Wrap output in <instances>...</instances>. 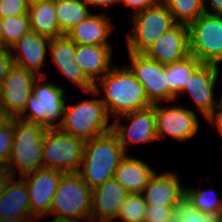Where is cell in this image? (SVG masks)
Here are the masks:
<instances>
[{"instance_id": "cell-20", "label": "cell", "mask_w": 222, "mask_h": 222, "mask_svg": "<svg viewBox=\"0 0 222 222\" xmlns=\"http://www.w3.org/2000/svg\"><path fill=\"white\" fill-rule=\"evenodd\" d=\"M145 202L155 206H178L185 196V187L181 186L176 173H155L150 177L142 192Z\"/></svg>"}, {"instance_id": "cell-7", "label": "cell", "mask_w": 222, "mask_h": 222, "mask_svg": "<svg viewBox=\"0 0 222 222\" xmlns=\"http://www.w3.org/2000/svg\"><path fill=\"white\" fill-rule=\"evenodd\" d=\"M46 78L39 76L34 82L33 94L28 98L26 107L19 118L42 124L47 129L58 128L64 115L65 91L54 83H47ZM29 110L30 113H28Z\"/></svg>"}, {"instance_id": "cell-37", "label": "cell", "mask_w": 222, "mask_h": 222, "mask_svg": "<svg viewBox=\"0 0 222 222\" xmlns=\"http://www.w3.org/2000/svg\"><path fill=\"white\" fill-rule=\"evenodd\" d=\"M160 0H120L126 7H131V15L155 5Z\"/></svg>"}, {"instance_id": "cell-2", "label": "cell", "mask_w": 222, "mask_h": 222, "mask_svg": "<svg viewBox=\"0 0 222 222\" xmlns=\"http://www.w3.org/2000/svg\"><path fill=\"white\" fill-rule=\"evenodd\" d=\"M126 155L116 135L110 131L85 142L78 173L91 188L114 177V172Z\"/></svg>"}, {"instance_id": "cell-18", "label": "cell", "mask_w": 222, "mask_h": 222, "mask_svg": "<svg viewBox=\"0 0 222 222\" xmlns=\"http://www.w3.org/2000/svg\"><path fill=\"white\" fill-rule=\"evenodd\" d=\"M50 42L49 37L30 30L10 48L14 65L46 77V72H41V68Z\"/></svg>"}, {"instance_id": "cell-4", "label": "cell", "mask_w": 222, "mask_h": 222, "mask_svg": "<svg viewBox=\"0 0 222 222\" xmlns=\"http://www.w3.org/2000/svg\"><path fill=\"white\" fill-rule=\"evenodd\" d=\"M109 120L101 98L85 99L78 104H65L63 120L58 129L86 142L112 131V123L108 124Z\"/></svg>"}, {"instance_id": "cell-47", "label": "cell", "mask_w": 222, "mask_h": 222, "mask_svg": "<svg viewBox=\"0 0 222 222\" xmlns=\"http://www.w3.org/2000/svg\"><path fill=\"white\" fill-rule=\"evenodd\" d=\"M41 1H45V0H28V3H29L30 5H32V4L41 2Z\"/></svg>"}, {"instance_id": "cell-21", "label": "cell", "mask_w": 222, "mask_h": 222, "mask_svg": "<svg viewBox=\"0 0 222 222\" xmlns=\"http://www.w3.org/2000/svg\"><path fill=\"white\" fill-rule=\"evenodd\" d=\"M112 45H77L75 62L86 77L95 84L112 67Z\"/></svg>"}, {"instance_id": "cell-8", "label": "cell", "mask_w": 222, "mask_h": 222, "mask_svg": "<svg viewBox=\"0 0 222 222\" xmlns=\"http://www.w3.org/2000/svg\"><path fill=\"white\" fill-rule=\"evenodd\" d=\"M189 53L206 65L222 62V15L204 12L188 25Z\"/></svg>"}, {"instance_id": "cell-3", "label": "cell", "mask_w": 222, "mask_h": 222, "mask_svg": "<svg viewBox=\"0 0 222 222\" xmlns=\"http://www.w3.org/2000/svg\"><path fill=\"white\" fill-rule=\"evenodd\" d=\"M47 128L38 123L13 118L14 140L5 170L20 177L43 168V138Z\"/></svg>"}, {"instance_id": "cell-26", "label": "cell", "mask_w": 222, "mask_h": 222, "mask_svg": "<svg viewBox=\"0 0 222 222\" xmlns=\"http://www.w3.org/2000/svg\"><path fill=\"white\" fill-rule=\"evenodd\" d=\"M195 56L166 65L167 67V101H174L188 84L190 78L203 66Z\"/></svg>"}, {"instance_id": "cell-5", "label": "cell", "mask_w": 222, "mask_h": 222, "mask_svg": "<svg viewBox=\"0 0 222 222\" xmlns=\"http://www.w3.org/2000/svg\"><path fill=\"white\" fill-rule=\"evenodd\" d=\"M92 189L78 172L63 173L53 197L49 215L52 218L90 222ZM55 215V216H54Z\"/></svg>"}, {"instance_id": "cell-24", "label": "cell", "mask_w": 222, "mask_h": 222, "mask_svg": "<svg viewBox=\"0 0 222 222\" xmlns=\"http://www.w3.org/2000/svg\"><path fill=\"white\" fill-rule=\"evenodd\" d=\"M12 177L0 197V218L12 219L16 217H34L31 212L28 188L25 180H15Z\"/></svg>"}, {"instance_id": "cell-27", "label": "cell", "mask_w": 222, "mask_h": 222, "mask_svg": "<svg viewBox=\"0 0 222 222\" xmlns=\"http://www.w3.org/2000/svg\"><path fill=\"white\" fill-rule=\"evenodd\" d=\"M85 0H55L56 18L62 35L91 15Z\"/></svg>"}, {"instance_id": "cell-33", "label": "cell", "mask_w": 222, "mask_h": 222, "mask_svg": "<svg viewBox=\"0 0 222 222\" xmlns=\"http://www.w3.org/2000/svg\"><path fill=\"white\" fill-rule=\"evenodd\" d=\"M14 140L13 118L0 127V168L4 169L11 154Z\"/></svg>"}, {"instance_id": "cell-29", "label": "cell", "mask_w": 222, "mask_h": 222, "mask_svg": "<svg viewBox=\"0 0 222 222\" xmlns=\"http://www.w3.org/2000/svg\"><path fill=\"white\" fill-rule=\"evenodd\" d=\"M177 24L190 25L204 11V0H163Z\"/></svg>"}, {"instance_id": "cell-42", "label": "cell", "mask_w": 222, "mask_h": 222, "mask_svg": "<svg viewBox=\"0 0 222 222\" xmlns=\"http://www.w3.org/2000/svg\"><path fill=\"white\" fill-rule=\"evenodd\" d=\"M12 117L7 113V110L0 104V127L7 124Z\"/></svg>"}, {"instance_id": "cell-22", "label": "cell", "mask_w": 222, "mask_h": 222, "mask_svg": "<svg viewBox=\"0 0 222 222\" xmlns=\"http://www.w3.org/2000/svg\"><path fill=\"white\" fill-rule=\"evenodd\" d=\"M114 31L110 17L92 14L74 26L66 35L77 45H111L109 35Z\"/></svg>"}, {"instance_id": "cell-28", "label": "cell", "mask_w": 222, "mask_h": 222, "mask_svg": "<svg viewBox=\"0 0 222 222\" xmlns=\"http://www.w3.org/2000/svg\"><path fill=\"white\" fill-rule=\"evenodd\" d=\"M185 195L196 209L222 218V197L213 188L203 190L185 187Z\"/></svg>"}, {"instance_id": "cell-41", "label": "cell", "mask_w": 222, "mask_h": 222, "mask_svg": "<svg viewBox=\"0 0 222 222\" xmlns=\"http://www.w3.org/2000/svg\"><path fill=\"white\" fill-rule=\"evenodd\" d=\"M207 120L210 124L216 126L217 131L222 136V115H211Z\"/></svg>"}, {"instance_id": "cell-1", "label": "cell", "mask_w": 222, "mask_h": 222, "mask_svg": "<svg viewBox=\"0 0 222 222\" xmlns=\"http://www.w3.org/2000/svg\"><path fill=\"white\" fill-rule=\"evenodd\" d=\"M114 66L95 84L89 93L99 95L100 87L104 90L101 98L105 104L109 117L117 118L152 105L143 88L128 66ZM100 84V87H99ZM112 115V116H111Z\"/></svg>"}, {"instance_id": "cell-38", "label": "cell", "mask_w": 222, "mask_h": 222, "mask_svg": "<svg viewBox=\"0 0 222 222\" xmlns=\"http://www.w3.org/2000/svg\"><path fill=\"white\" fill-rule=\"evenodd\" d=\"M208 6L211 8L210 11ZM204 11L213 15H222V0H204Z\"/></svg>"}, {"instance_id": "cell-19", "label": "cell", "mask_w": 222, "mask_h": 222, "mask_svg": "<svg viewBox=\"0 0 222 222\" xmlns=\"http://www.w3.org/2000/svg\"><path fill=\"white\" fill-rule=\"evenodd\" d=\"M48 49L51 51L52 61L63 75L84 91L94 90V84L75 62L76 44L67 35L52 38Z\"/></svg>"}, {"instance_id": "cell-9", "label": "cell", "mask_w": 222, "mask_h": 222, "mask_svg": "<svg viewBox=\"0 0 222 222\" xmlns=\"http://www.w3.org/2000/svg\"><path fill=\"white\" fill-rule=\"evenodd\" d=\"M85 141L58 128L47 129L43 138V168L78 172Z\"/></svg>"}, {"instance_id": "cell-25", "label": "cell", "mask_w": 222, "mask_h": 222, "mask_svg": "<svg viewBox=\"0 0 222 222\" xmlns=\"http://www.w3.org/2000/svg\"><path fill=\"white\" fill-rule=\"evenodd\" d=\"M55 0H45L29 5L30 29L50 39L61 37L56 18Z\"/></svg>"}, {"instance_id": "cell-17", "label": "cell", "mask_w": 222, "mask_h": 222, "mask_svg": "<svg viewBox=\"0 0 222 222\" xmlns=\"http://www.w3.org/2000/svg\"><path fill=\"white\" fill-rule=\"evenodd\" d=\"M163 65L185 59L189 53L188 26L175 24L144 53Z\"/></svg>"}, {"instance_id": "cell-45", "label": "cell", "mask_w": 222, "mask_h": 222, "mask_svg": "<svg viewBox=\"0 0 222 222\" xmlns=\"http://www.w3.org/2000/svg\"><path fill=\"white\" fill-rule=\"evenodd\" d=\"M1 18H0V44L3 45V28L1 26Z\"/></svg>"}, {"instance_id": "cell-39", "label": "cell", "mask_w": 222, "mask_h": 222, "mask_svg": "<svg viewBox=\"0 0 222 222\" xmlns=\"http://www.w3.org/2000/svg\"><path fill=\"white\" fill-rule=\"evenodd\" d=\"M12 177L9 172L0 168V197L4 194L6 186Z\"/></svg>"}, {"instance_id": "cell-30", "label": "cell", "mask_w": 222, "mask_h": 222, "mask_svg": "<svg viewBox=\"0 0 222 222\" xmlns=\"http://www.w3.org/2000/svg\"><path fill=\"white\" fill-rule=\"evenodd\" d=\"M1 22L3 28V46L8 48H11L31 30L28 14L1 18Z\"/></svg>"}, {"instance_id": "cell-34", "label": "cell", "mask_w": 222, "mask_h": 222, "mask_svg": "<svg viewBox=\"0 0 222 222\" xmlns=\"http://www.w3.org/2000/svg\"><path fill=\"white\" fill-rule=\"evenodd\" d=\"M29 5L28 0H0V18L26 15Z\"/></svg>"}, {"instance_id": "cell-15", "label": "cell", "mask_w": 222, "mask_h": 222, "mask_svg": "<svg viewBox=\"0 0 222 222\" xmlns=\"http://www.w3.org/2000/svg\"><path fill=\"white\" fill-rule=\"evenodd\" d=\"M220 68L216 65L204 64L189 80L181 91V95L189 93L195 107L201 115L208 119L216 110L217 99H214V88L218 82Z\"/></svg>"}, {"instance_id": "cell-46", "label": "cell", "mask_w": 222, "mask_h": 222, "mask_svg": "<svg viewBox=\"0 0 222 222\" xmlns=\"http://www.w3.org/2000/svg\"><path fill=\"white\" fill-rule=\"evenodd\" d=\"M51 222H74V221L52 218Z\"/></svg>"}, {"instance_id": "cell-12", "label": "cell", "mask_w": 222, "mask_h": 222, "mask_svg": "<svg viewBox=\"0 0 222 222\" xmlns=\"http://www.w3.org/2000/svg\"><path fill=\"white\" fill-rule=\"evenodd\" d=\"M156 135L158 140L168 136L176 140H189L197 133L199 121L196 112L186 107H161L155 104Z\"/></svg>"}, {"instance_id": "cell-36", "label": "cell", "mask_w": 222, "mask_h": 222, "mask_svg": "<svg viewBox=\"0 0 222 222\" xmlns=\"http://www.w3.org/2000/svg\"><path fill=\"white\" fill-rule=\"evenodd\" d=\"M13 66L14 61L10 48L0 44V84Z\"/></svg>"}, {"instance_id": "cell-13", "label": "cell", "mask_w": 222, "mask_h": 222, "mask_svg": "<svg viewBox=\"0 0 222 222\" xmlns=\"http://www.w3.org/2000/svg\"><path fill=\"white\" fill-rule=\"evenodd\" d=\"M128 66L143 85L149 102L154 105L167 101V67L145 54L130 53Z\"/></svg>"}, {"instance_id": "cell-43", "label": "cell", "mask_w": 222, "mask_h": 222, "mask_svg": "<svg viewBox=\"0 0 222 222\" xmlns=\"http://www.w3.org/2000/svg\"><path fill=\"white\" fill-rule=\"evenodd\" d=\"M32 220H36L35 217H16L12 219H1L0 222H33Z\"/></svg>"}, {"instance_id": "cell-11", "label": "cell", "mask_w": 222, "mask_h": 222, "mask_svg": "<svg viewBox=\"0 0 222 222\" xmlns=\"http://www.w3.org/2000/svg\"><path fill=\"white\" fill-rule=\"evenodd\" d=\"M38 77L36 73L14 65L0 84V104L12 118L23 113Z\"/></svg>"}, {"instance_id": "cell-32", "label": "cell", "mask_w": 222, "mask_h": 222, "mask_svg": "<svg viewBox=\"0 0 222 222\" xmlns=\"http://www.w3.org/2000/svg\"><path fill=\"white\" fill-rule=\"evenodd\" d=\"M170 222H222V218L196 209L185 195L179 201Z\"/></svg>"}, {"instance_id": "cell-6", "label": "cell", "mask_w": 222, "mask_h": 222, "mask_svg": "<svg viewBox=\"0 0 222 222\" xmlns=\"http://www.w3.org/2000/svg\"><path fill=\"white\" fill-rule=\"evenodd\" d=\"M132 28L127 34L130 53L144 54L155 41L176 23L163 0L131 15Z\"/></svg>"}, {"instance_id": "cell-40", "label": "cell", "mask_w": 222, "mask_h": 222, "mask_svg": "<svg viewBox=\"0 0 222 222\" xmlns=\"http://www.w3.org/2000/svg\"><path fill=\"white\" fill-rule=\"evenodd\" d=\"M90 6L108 7L120 3V0H85Z\"/></svg>"}, {"instance_id": "cell-31", "label": "cell", "mask_w": 222, "mask_h": 222, "mask_svg": "<svg viewBox=\"0 0 222 222\" xmlns=\"http://www.w3.org/2000/svg\"><path fill=\"white\" fill-rule=\"evenodd\" d=\"M148 204L142 193H131L119 207L116 219L123 222H145V211Z\"/></svg>"}, {"instance_id": "cell-44", "label": "cell", "mask_w": 222, "mask_h": 222, "mask_svg": "<svg viewBox=\"0 0 222 222\" xmlns=\"http://www.w3.org/2000/svg\"><path fill=\"white\" fill-rule=\"evenodd\" d=\"M216 111L218 112L216 113ZM212 115H222V97L219 102L217 101L216 110Z\"/></svg>"}, {"instance_id": "cell-35", "label": "cell", "mask_w": 222, "mask_h": 222, "mask_svg": "<svg viewBox=\"0 0 222 222\" xmlns=\"http://www.w3.org/2000/svg\"><path fill=\"white\" fill-rule=\"evenodd\" d=\"M177 206L148 205L145 211V222H170Z\"/></svg>"}, {"instance_id": "cell-14", "label": "cell", "mask_w": 222, "mask_h": 222, "mask_svg": "<svg viewBox=\"0 0 222 222\" xmlns=\"http://www.w3.org/2000/svg\"><path fill=\"white\" fill-rule=\"evenodd\" d=\"M63 173L60 170L41 168L22 177L28 188L31 212L36 219L49 215L52 200Z\"/></svg>"}, {"instance_id": "cell-10", "label": "cell", "mask_w": 222, "mask_h": 222, "mask_svg": "<svg viewBox=\"0 0 222 222\" xmlns=\"http://www.w3.org/2000/svg\"><path fill=\"white\" fill-rule=\"evenodd\" d=\"M120 118L130 120L131 123L129 126L124 125ZM111 123L112 132L118 138L125 153H127V144L150 143L158 140L156 135L155 104L121 115Z\"/></svg>"}, {"instance_id": "cell-16", "label": "cell", "mask_w": 222, "mask_h": 222, "mask_svg": "<svg viewBox=\"0 0 222 222\" xmlns=\"http://www.w3.org/2000/svg\"><path fill=\"white\" fill-rule=\"evenodd\" d=\"M130 193L113 177L92 189L90 222H112Z\"/></svg>"}, {"instance_id": "cell-23", "label": "cell", "mask_w": 222, "mask_h": 222, "mask_svg": "<svg viewBox=\"0 0 222 222\" xmlns=\"http://www.w3.org/2000/svg\"><path fill=\"white\" fill-rule=\"evenodd\" d=\"M155 169L127 154L115 169L114 178L131 194L142 193Z\"/></svg>"}]
</instances>
